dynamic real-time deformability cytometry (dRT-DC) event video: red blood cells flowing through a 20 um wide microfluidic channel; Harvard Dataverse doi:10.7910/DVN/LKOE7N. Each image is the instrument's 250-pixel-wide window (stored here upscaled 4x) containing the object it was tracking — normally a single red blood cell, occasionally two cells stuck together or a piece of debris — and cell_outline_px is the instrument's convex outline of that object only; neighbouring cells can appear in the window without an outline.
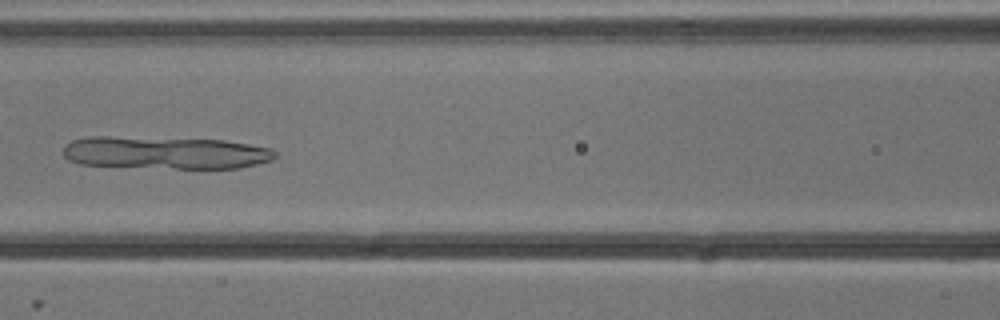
{"species": "common noctule bat (a hibernating species)", "species_latin": "Nyctalus noctula", "temperature_condition": "cold", "stored_images_in_passage": 8, "camera_frame_rate_fps": 3000, "um_per_image_px": 0.085, "animal": {"sex": "male", "body_mass_g": 13.3}, "frame": {"image": 1, "passage_image": 7, "time_ms": 2.0, "image_size_px": [1000, 320], "cell_outline_px": [[276, 156], [272, 160], [240, 168], [176, 168], [80, 164], [68, 160], [64, 156], [64, 144], [72, 140], [88, 136], [108, 136], [224, 140], [272, 148], [276, 152]], "centroid_in_image_um": [14.04, 12.97], "position_along_channel_um": 152.6, "area_um2": 40.17}}
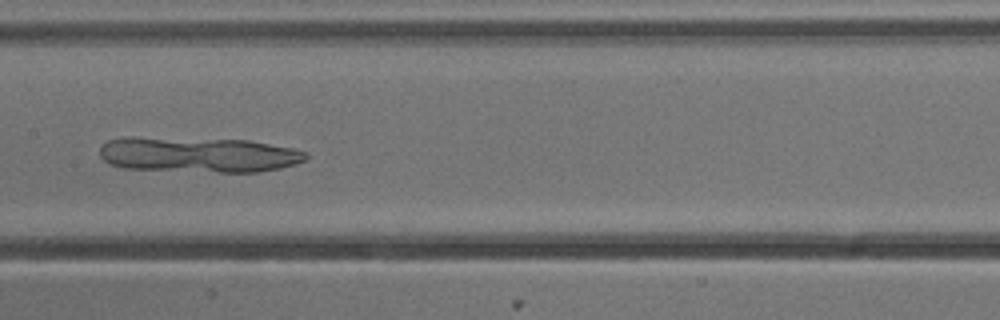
{"frame": {"image": 2, "passage_image": 8, "time_ms": 2.333, "image_size_px": [1000, 320], "cell_outline_px": [[308, 156], [304, 160], [296, 164], [280, 168], [260, 172], [220, 172], [124, 168], [108, 164], [100, 156], [100, 148], [108, 140], [132, 136], [248, 140], [292, 148], [308, 152]], "centroid_in_image_um": [16.86, 13.14], "position_along_channel_um": 190.5, "area_um2": 42.71}}